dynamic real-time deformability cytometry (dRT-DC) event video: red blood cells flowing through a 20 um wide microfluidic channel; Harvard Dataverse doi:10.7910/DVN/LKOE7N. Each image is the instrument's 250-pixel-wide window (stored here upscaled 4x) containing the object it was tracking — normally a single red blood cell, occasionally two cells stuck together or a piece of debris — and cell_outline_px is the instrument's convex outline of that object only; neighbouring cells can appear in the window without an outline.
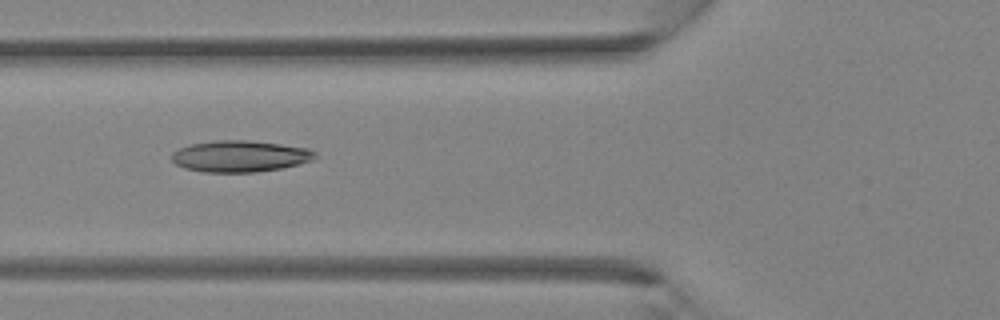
{"species": "Egyptian fruit bat (a non-hibernating species)", "species_latin": "Rousettus aegyptiacus", "temperature_condition": "room temperature", "stored_images_in_passage": 37, "camera_frame_rate_fps": 3000, "um_per_image_px": 0.085, "animal": {"sex": "female"}, "frame": {"image": 1, "passage_image": 14, "time_ms": 4.333, "image_size_px": [1000, 320], "cell_outline_px": [[316, 160], [284, 168], [256, 172], [200, 172], [184, 168], [176, 164], [172, 160], [172, 152], [180, 148], [192, 144], [216, 140], [248, 140], [280, 144], [308, 148], [316, 152]], "centroid_in_image_um": [20.44, 13.29], "position_along_channel_um": 105.4, "area_um2": 26.47}}
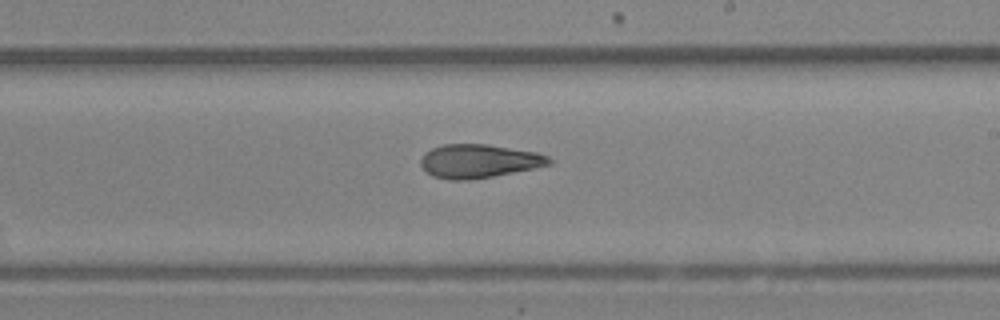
{"frame": {"image": 2, "passage_image": 22, "time_ms": 7.0, "image_size_px": [1000, 320], "cell_outline_px": [[552, 164], [492, 176], [468, 180], [448, 180], [432, 176], [420, 164], [420, 160], [424, 152], [432, 148], [444, 144], [484, 144], [536, 152], [548, 156], [552, 160]], "centroid_in_image_um": [40.66, 13.69], "position_along_channel_um": 248.3, "area_um2": 24.91}}
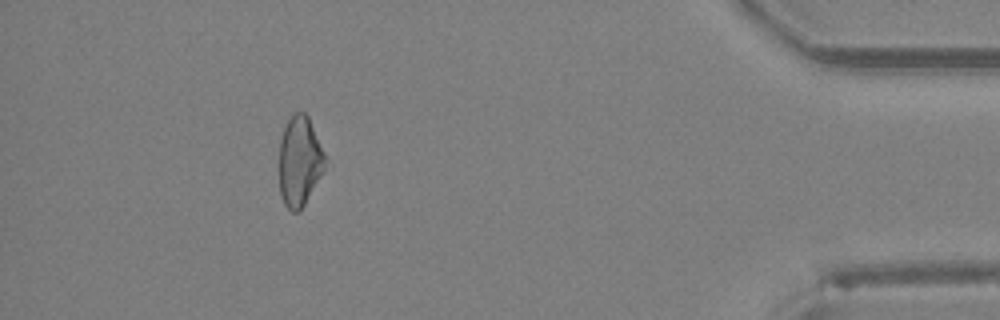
{"frame": {"image": 3, "passage_image": 34, "time_ms": 11.0, "image_size_px": [1000, 320], "cell_outline_px": [[328, 160], [324, 172], [300, 212], [292, 212], [284, 204], [280, 192], [280, 140], [284, 128], [292, 112], [304, 112], [308, 116]], "centroid_in_image_um": [25.49, 13.72], "position_along_channel_um": 409.7, "area_um2": 24.33}}